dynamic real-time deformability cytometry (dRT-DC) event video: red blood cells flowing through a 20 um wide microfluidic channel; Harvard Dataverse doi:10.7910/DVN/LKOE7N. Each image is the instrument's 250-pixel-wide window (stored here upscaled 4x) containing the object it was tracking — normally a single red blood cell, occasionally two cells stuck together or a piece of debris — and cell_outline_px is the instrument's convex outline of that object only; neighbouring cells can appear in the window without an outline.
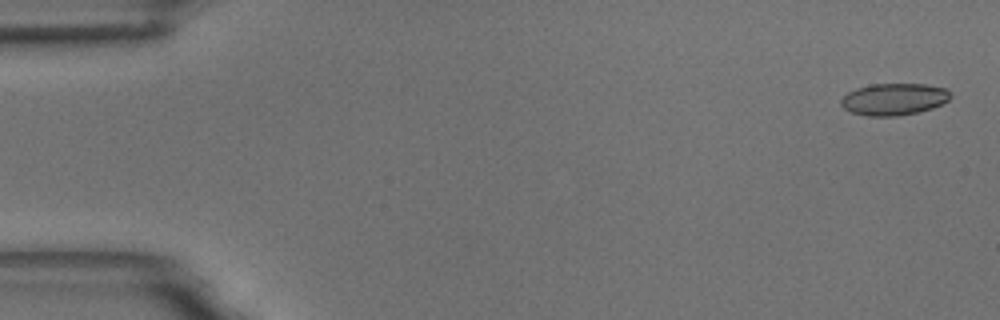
{"species": "common noctule bat (a hibernating species)", "species_latin": "Nyctalus noctula", "temperature_condition": "room temperature", "stored_images_in_passage": 55, "camera_frame_rate_fps": 3000, "um_per_image_px": 0.085, "animal": {"sex": "male", "body_mass_g": 18.8}, "frame": {"image": 1, "passage_image": 2, "time_ms": 0.333, "image_size_px": [1000, 320], "cell_outline_px": [[952, 96], [948, 100], [932, 108], [916, 112], [896, 116], [868, 116], [852, 112], [844, 108], [840, 104], [840, 100], [848, 92], [856, 88], [872, 84], [924, 84], [948, 88]], "centroid_in_image_um": [75.99, 8.42], "position_along_channel_um": 9.0, "area_um2": 20.29}}
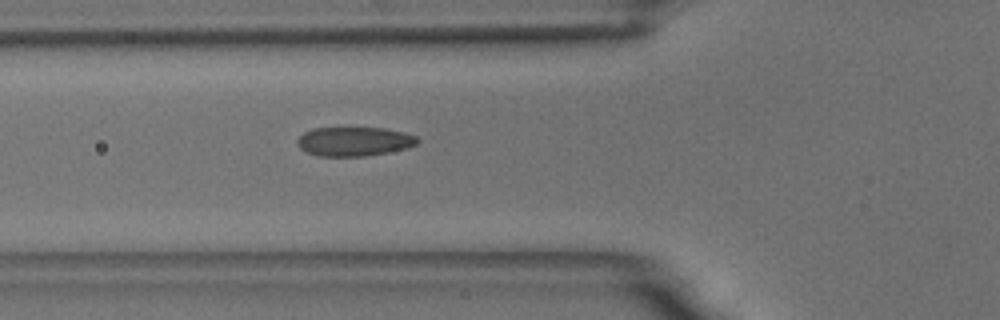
{"frame": {"image": 2, "passage_image": 20, "time_ms": 6.333, "image_size_px": [1000, 320], "cell_outline_px": [[420, 140], [416, 144], [408, 148], [388, 152], [364, 156], [320, 156], [308, 152], [300, 148], [296, 144], [296, 140], [304, 132], [312, 128], [384, 128], [404, 132], [416, 136]], "centroid_in_image_um": [30.11, 12.02], "position_along_channel_um": 95.7, "area_um2": 20.4}}
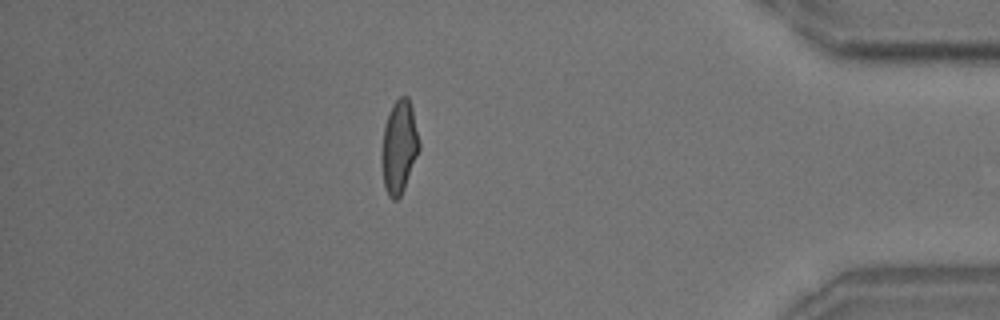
{"frame": {"image": 3, "passage_image": 48, "time_ms": 15.667, "image_size_px": [1000, 320], "cell_outline_px": [[420, 148], [404, 188], [400, 196], [396, 200], [392, 200], [388, 196], [384, 184], [380, 156], [380, 152], [384, 128], [388, 112], [392, 104], [400, 96], [408, 96], [412, 108], [420, 144]], "centroid_in_image_um": [33.9, 12.47], "position_along_channel_um": 401.3, "area_um2": 20.4}, "authors_computed_cell_mechanics": {"area_um2": 20.5768, "velocity_mm_per_s": 3.6888, "shape_relaxation_time_tau1_ms": 5.1638, "shape_relaxation_time_tau2_ms": 0.9448, "deformation_change_tau1": 0.1488, "deformation_change_tau2": 0.0611}}